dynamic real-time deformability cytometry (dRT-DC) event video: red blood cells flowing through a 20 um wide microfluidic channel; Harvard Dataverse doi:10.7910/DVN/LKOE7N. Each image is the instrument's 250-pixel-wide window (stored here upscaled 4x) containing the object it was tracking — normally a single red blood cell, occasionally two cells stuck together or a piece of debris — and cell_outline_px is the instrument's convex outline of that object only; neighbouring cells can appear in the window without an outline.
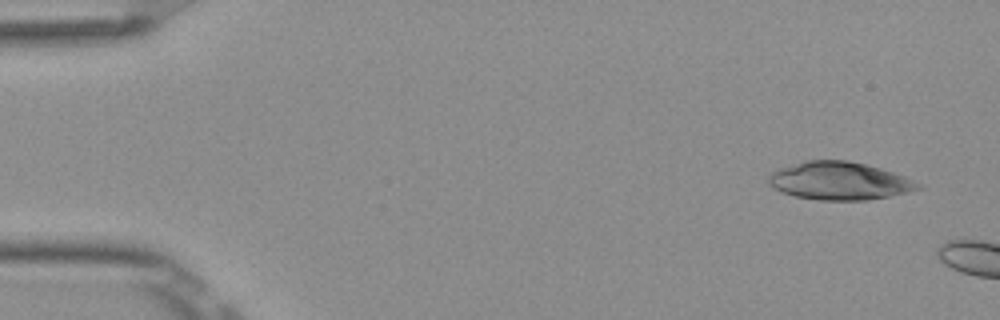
{"species": "Egyptian fruit bat (a non-hibernating species)", "species_latin": "Rousettus aegyptiacus", "temperature_condition": "room temperature", "stored_images_in_passage": 7, "camera_frame_rate_fps": 3000, "um_per_image_px": 0.085, "frame": {"image": 1, "passage_image": 3, "time_ms": 0.667, "image_size_px": [1000, 320], "cell_outline_px": [[924, 188], [908, 192], [868, 200], [820, 200], [796, 196], [780, 192], [768, 184], [768, 176], [772, 172], [780, 168], [808, 160], [848, 160], [880, 168], [904, 176], [924, 184]], "centroid_in_image_um": [71.37, 15.38], "position_along_channel_um": 13.6, "area_um2": 33.0}}